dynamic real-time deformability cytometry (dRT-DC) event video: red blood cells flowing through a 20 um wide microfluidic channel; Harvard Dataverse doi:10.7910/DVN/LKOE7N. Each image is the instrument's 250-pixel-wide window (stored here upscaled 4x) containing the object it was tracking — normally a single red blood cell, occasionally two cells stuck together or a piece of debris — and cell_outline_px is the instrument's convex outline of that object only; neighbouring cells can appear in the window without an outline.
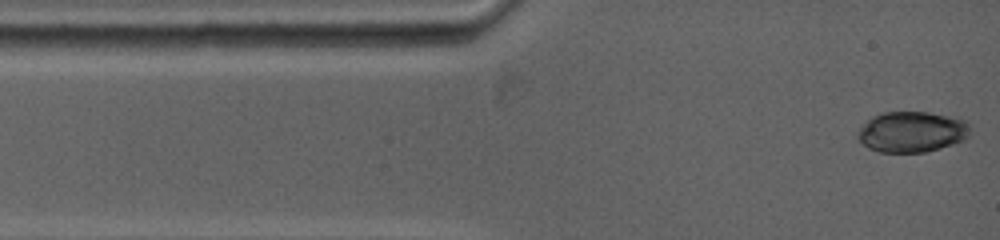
{"species": "common noctule bat (a hibernating species)", "species_latin": "Nyctalus noctula", "temperature_condition": "warm", "stored_images_in_passage": 78, "camera_frame_rate_fps": 5000, "um_per_image_px": 0.085, "animal": {"sex": "female", "body_mass_g": 19.0, "forearm_length_mm": 53.3}, "frame": {"image": 1, "passage_image": 1, "time_ms": 0.0, "image_size_px": [1000, 240], "cell_outline_px": [[972, 132], [964, 140], [940, 148], [924, 152], [880, 152], [868, 148], [856, 136], [856, 132], [872, 116], [884, 112], [928, 112], [960, 116], [968, 120], [972, 128]], "centroid_in_image_um": [77.59, 11.18], "position_along_channel_um": 7.4, "area_um2": 27.22}}
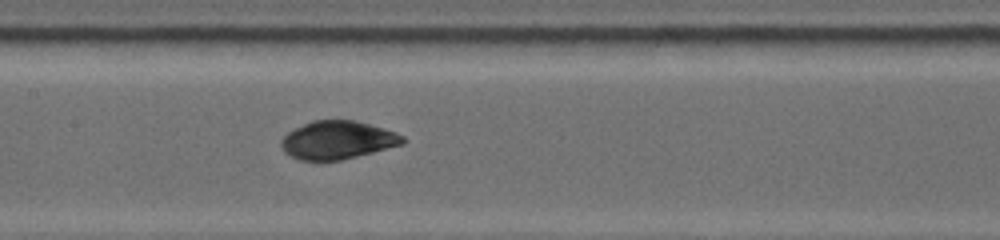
{"frame": {"image": 2, "passage_image": 25, "time_ms": 5.6, "image_size_px": [1000, 240], "cell_outline_px": [[404, 144], [340, 160], [300, 160], [284, 152], [280, 148], [280, 140], [288, 132], [312, 120], [356, 120], [384, 128], [396, 132], [404, 136]], "centroid_in_image_um": [28.68, 11.9], "position_along_channel_um": 178.7, "area_um2": 26.93}}
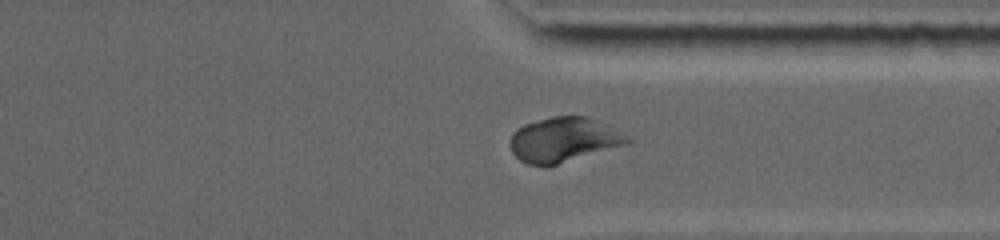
{"frame": {"image": 3, "passage_image": 64, "time_ms": 10.4, "image_size_px": [1000, 240], "cell_outline_px": [[632, 140], [628, 144], [548, 168], [528, 164], [520, 160], [512, 152], [508, 144], [512, 132], [516, 128], [524, 124], [552, 116], [588, 116], [608, 124], [632, 136]], "centroid_in_image_um": [47.94, 11.89], "position_along_channel_um": 363.5, "area_um2": 31.56}, "authors_computed_cell_mechanics": {"area_um2": 29.0156, "velocity_mm_per_s": 3.8549, "shape_relaxation_time_tau1_ms": 5.1733, "shape_relaxation_time_tau2_ms": 1.6157, "deformation_change_tau1": 0.0984, "deformation_change_tau2": 0.047}}